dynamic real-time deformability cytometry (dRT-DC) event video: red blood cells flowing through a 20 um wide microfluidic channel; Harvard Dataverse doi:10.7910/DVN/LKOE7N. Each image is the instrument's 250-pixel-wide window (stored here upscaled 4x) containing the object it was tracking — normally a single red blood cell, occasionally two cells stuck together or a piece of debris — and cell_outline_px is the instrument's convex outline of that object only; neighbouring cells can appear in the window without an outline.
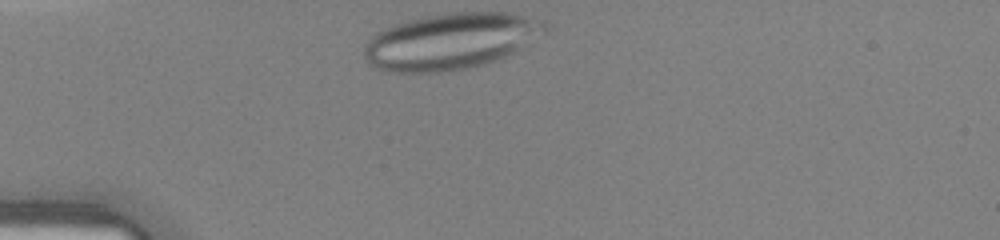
{"species": "human", "species_latin": "Homo sapiens", "temperature_condition": "warm", "stored_images_in_passage": 25, "camera_frame_rate_fps": 3000, "um_per_image_px": 0.085, "donor": {"sex": "female"}, "frame": {"image": 1, "passage_image": 1, "time_ms": 0.0, "image_size_px": [1000, 240], "cell_outline_px": [[548, 32], [512, 52], [496, 60], [484, 64], [468, 68], [440, 72], [392, 72], [368, 64], [364, 60], [364, 44], [368, 36], [376, 32], [396, 24], [420, 16], [448, 12], [512, 12], [544, 20], [548, 24]], "centroid_in_image_um": [38.3, 3.48], "position_along_channel_um": 46.7, "area_um2": 59.77}}